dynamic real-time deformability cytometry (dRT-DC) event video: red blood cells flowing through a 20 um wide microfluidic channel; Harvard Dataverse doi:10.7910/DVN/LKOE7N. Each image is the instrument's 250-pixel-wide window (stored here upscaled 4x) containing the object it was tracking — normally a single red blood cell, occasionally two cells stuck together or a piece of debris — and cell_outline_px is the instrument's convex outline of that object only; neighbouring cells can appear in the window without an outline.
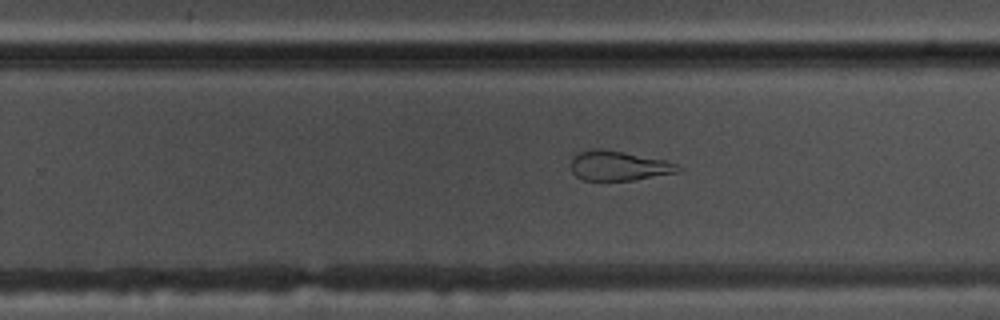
{"species": "common noctule bat (a hibernating species)", "species_latin": "Nyctalus noctula", "temperature_condition": "warm", "stored_images_in_passage": 41, "camera_frame_rate_fps": 3000, "um_per_image_px": 0.085, "animal": {"sex": "male", "body_mass_g": 17.5, "forearm_length_mm": 52.3}, "frame": {"image": 1, "passage_image": 22, "time_ms": 7.0, "image_size_px": [1000, 320], "cell_outline_px": [[684, 168], [680, 172], [632, 180], [584, 180], [576, 176], [572, 172], [572, 156], [576, 152], [596, 148], [600, 148], [624, 152], [664, 160], [676, 164]], "centroid_in_image_um": [52.58, 14.08], "position_along_channel_um": 277.2, "area_um2": 18.55}}
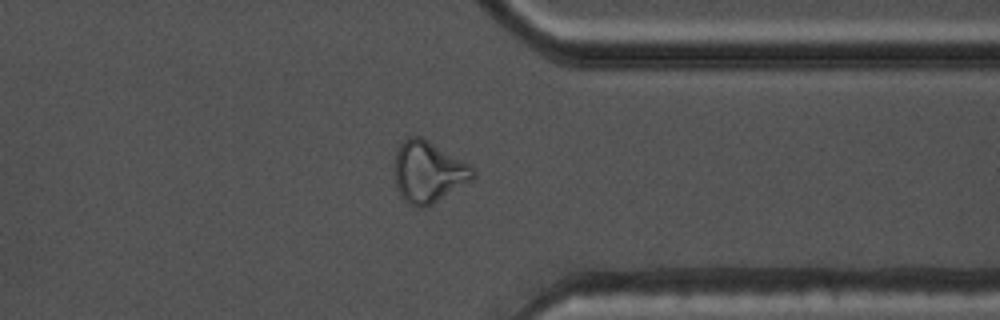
{"frame": {"image": 2, "passage_image": 30, "time_ms": 9.667, "image_size_px": [1000, 320], "cell_outline_px": [[476, 176], [472, 180], [432, 204], [424, 208], [420, 208], [404, 200], [400, 196], [396, 188], [396, 152], [400, 144], [408, 136], [420, 136], [428, 140], [472, 164], [476, 172]], "centroid_in_image_um": [36.45, 14.6], "position_along_channel_um": 375.0, "area_um2": 28.09}}
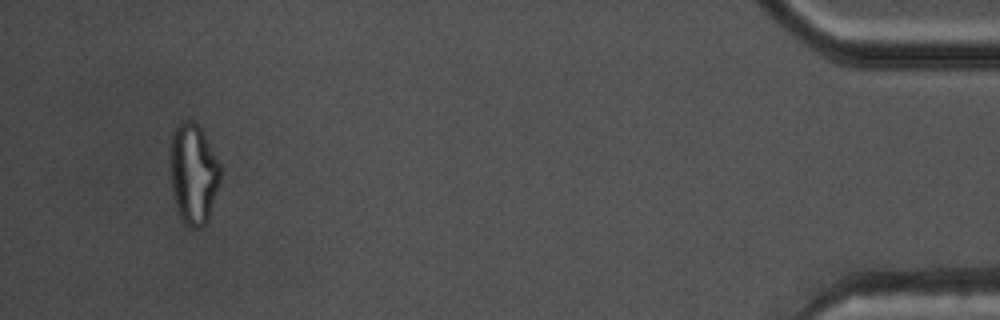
{"frame": {"image": 3, "passage_image": 39, "time_ms": 12.667, "image_size_px": [1000, 320], "cell_outline_px": [[220, 180], [208, 220], [200, 228], [192, 228], [184, 224], [176, 208], [172, 192], [168, 164], [168, 152], [172, 132], [176, 124], [180, 120], [196, 120], [220, 164]], "centroid_in_image_um": [16.38, 14.72], "position_along_channel_um": 418.8, "area_um2": 30.11}}